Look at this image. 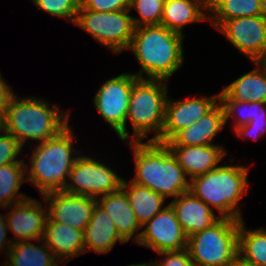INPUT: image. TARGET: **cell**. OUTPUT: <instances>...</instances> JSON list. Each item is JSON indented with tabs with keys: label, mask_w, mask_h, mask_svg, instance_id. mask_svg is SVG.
<instances>
[{
	"label": "cell",
	"mask_w": 266,
	"mask_h": 266,
	"mask_svg": "<svg viewBox=\"0 0 266 266\" xmlns=\"http://www.w3.org/2000/svg\"><path fill=\"white\" fill-rule=\"evenodd\" d=\"M142 225L138 245L146 246L154 252L179 251L187 248L188 237L182 230L174 210L169 204Z\"/></svg>",
	"instance_id": "12"
},
{
	"label": "cell",
	"mask_w": 266,
	"mask_h": 266,
	"mask_svg": "<svg viewBox=\"0 0 266 266\" xmlns=\"http://www.w3.org/2000/svg\"><path fill=\"white\" fill-rule=\"evenodd\" d=\"M237 138L256 139L266 133V103L251 102V121L234 130Z\"/></svg>",
	"instance_id": "30"
},
{
	"label": "cell",
	"mask_w": 266,
	"mask_h": 266,
	"mask_svg": "<svg viewBox=\"0 0 266 266\" xmlns=\"http://www.w3.org/2000/svg\"><path fill=\"white\" fill-rule=\"evenodd\" d=\"M217 30L252 63L266 62V15L232 18Z\"/></svg>",
	"instance_id": "11"
},
{
	"label": "cell",
	"mask_w": 266,
	"mask_h": 266,
	"mask_svg": "<svg viewBox=\"0 0 266 266\" xmlns=\"http://www.w3.org/2000/svg\"><path fill=\"white\" fill-rule=\"evenodd\" d=\"M183 40L184 36L161 24L135 28L127 48L141 66L134 75L137 78L169 80L184 65Z\"/></svg>",
	"instance_id": "1"
},
{
	"label": "cell",
	"mask_w": 266,
	"mask_h": 266,
	"mask_svg": "<svg viewBox=\"0 0 266 266\" xmlns=\"http://www.w3.org/2000/svg\"><path fill=\"white\" fill-rule=\"evenodd\" d=\"M39 245L32 241H16L4 257L5 266H59L51 249L42 239Z\"/></svg>",
	"instance_id": "26"
},
{
	"label": "cell",
	"mask_w": 266,
	"mask_h": 266,
	"mask_svg": "<svg viewBox=\"0 0 266 266\" xmlns=\"http://www.w3.org/2000/svg\"><path fill=\"white\" fill-rule=\"evenodd\" d=\"M165 0H130L129 10L135 9L139 18L132 16L135 28L160 25Z\"/></svg>",
	"instance_id": "29"
},
{
	"label": "cell",
	"mask_w": 266,
	"mask_h": 266,
	"mask_svg": "<svg viewBox=\"0 0 266 266\" xmlns=\"http://www.w3.org/2000/svg\"><path fill=\"white\" fill-rule=\"evenodd\" d=\"M255 68L222 88L230 99L266 103V62H253Z\"/></svg>",
	"instance_id": "23"
},
{
	"label": "cell",
	"mask_w": 266,
	"mask_h": 266,
	"mask_svg": "<svg viewBox=\"0 0 266 266\" xmlns=\"http://www.w3.org/2000/svg\"><path fill=\"white\" fill-rule=\"evenodd\" d=\"M207 11L208 0H165L160 24L184 36V26L209 21Z\"/></svg>",
	"instance_id": "22"
},
{
	"label": "cell",
	"mask_w": 266,
	"mask_h": 266,
	"mask_svg": "<svg viewBox=\"0 0 266 266\" xmlns=\"http://www.w3.org/2000/svg\"><path fill=\"white\" fill-rule=\"evenodd\" d=\"M73 134L68 126L56 137L39 143L29 157L31 166L25 163L26 181L32 183L41 196L63 191L72 166L78 155L83 154L82 150L74 148L73 139L76 140L77 136Z\"/></svg>",
	"instance_id": "4"
},
{
	"label": "cell",
	"mask_w": 266,
	"mask_h": 266,
	"mask_svg": "<svg viewBox=\"0 0 266 266\" xmlns=\"http://www.w3.org/2000/svg\"><path fill=\"white\" fill-rule=\"evenodd\" d=\"M158 256H163L164 259L153 261L152 266H193L188 249L179 251H166L157 253Z\"/></svg>",
	"instance_id": "35"
},
{
	"label": "cell",
	"mask_w": 266,
	"mask_h": 266,
	"mask_svg": "<svg viewBox=\"0 0 266 266\" xmlns=\"http://www.w3.org/2000/svg\"><path fill=\"white\" fill-rule=\"evenodd\" d=\"M96 200L97 204L112 218L120 237L126 243L133 240V243L137 244L142 226L138 222L124 190L120 188L101 198L98 197Z\"/></svg>",
	"instance_id": "18"
},
{
	"label": "cell",
	"mask_w": 266,
	"mask_h": 266,
	"mask_svg": "<svg viewBox=\"0 0 266 266\" xmlns=\"http://www.w3.org/2000/svg\"><path fill=\"white\" fill-rule=\"evenodd\" d=\"M130 12L129 9L111 12L79 9L74 25L117 55L127 50L134 35L135 26Z\"/></svg>",
	"instance_id": "8"
},
{
	"label": "cell",
	"mask_w": 266,
	"mask_h": 266,
	"mask_svg": "<svg viewBox=\"0 0 266 266\" xmlns=\"http://www.w3.org/2000/svg\"><path fill=\"white\" fill-rule=\"evenodd\" d=\"M42 240L61 264L85 254L83 231L67 224L47 220Z\"/></svg>",
	"instance_id": "19"
},
{
	"label": "cell",
	"mask_w": 266,
	"mask_h": 266,
	"mask_svg": "<svg viewBox=\"0 0 266 266\" xmlns=\"http://www.w3.org/2000/svg\"><path fill=\"white\" fill-rule=\"evenodd\" d=\"M168 83L161 79L138 78L132 86L128 111L125 121V142L156 141L160 136L165 122V104L168 98ZM130 121L133 135L126 123ZM155 136H148L150 133Z\"/></svg>",
	"instance_id": "6"
},
{
	"label": "cell",
	"mask_w": 266,
	"mask_h": 266,
	"mask_svg": "<svg viewBox=\"0 0 266 266\" xmlns=\"http://www.w3.org/2000/svg\"><path fill=\"white\" fill-rule=\"evenodd\" d=\"M123 179L113 168L91 155L80 154L72 166L63 192L97 199L120 189Z\"/></svg>",
	"instance_id": "9"
},
{
	"label": "cell",
	"mask_w": 266,
	"mask_h": 266,
	"mask_svg": "<svg viewBox=\"0 0 266 266\" xmlns=\"http://www.w3.org/2000/svg\"><path fill=\"white\" fill-rule=\"evenodd\" d=\"M24 163V161H19L0 166V208L8 207L30 197L19 192L21 184L26 182Z\"/></svg>",
	"instance_id": "27"
},
{
	"label": "cell",
	"mask_w": 266,
	"mask_h": 266,
	"mask_svg": "<svg viewBox=\"0 0 266 266\" xmlns=\"http://www.w3.org/2000/svg\"><path fill=\"white\" fill-rule=\"evenodd\" d=\"M240 220L220 218L187 241L193 266H231L238 255Z\"/></svg>",
	"instance_id": "7"
},
{
	"label": "cell",
	"mask_w": 266,
	"mask_h": 266,
	"mask_svg": "<svg viewBox=\"0 0 266 266\" xmlns=\"http://www.w3.org/2000/svg\"><path fill=\"white\" fill-rule=\"evenodd\" d=\"M62 111L56 104L49 105L45 99L16 96L15 93L5 115V132L11 134L22 147L26 142L43 143L69 126L71 112Z\"/></svg>",
	"instance_id": "3"
},
{
	"label": "cell",
	"mask_w": 266,
	"mask_h": 266,
	"mask_svg": "<svg viewBox=\"0 0 266 266\" xmlns=\"http://www.w3.org/2000/svg\"><path fill=\"white\" fill-rule=\"evenodd\" d=\"M219 102V94L200 98L186 97L184 100L174 101L167 98L165 104V122L159 143L170 141L179 131L197 122Z\"/></svg>",
	"instance_id": "13"
},
{
	"label": "cell",
	"mask_w": 266,
	"mask_h": 266,
	"mask_svg": "<svg viewBox=\"0 0 266 266\" xmlns=\"http://www.w3.org/2000/svg\"><path fill=\"white\" fill-rule=\"evenodd\" d=\"M130 0H80L79 9L111 12L129 9Z\"/></svg>",
	"instance_id": "34"
},
{
	"label": "cell",
	"mask_w": 266,
	"mask_h": 266,
	"mask_svg": "<svg viewBox=\"0 0 266 266\" xmlns=\"http://www.w3.org/2000/svg\"><path fill=\"white\" fill-rule=\"evenodd\" d=\"M133 150L135 175L132 182L147 187L165 199L189 191L190 179L164 143L129 141Z\"/></svg>",
	"instance_id": "2"
},
{
	"label": "cell",
	"mask_w": 266,
	"mask_h": 266,
	"mask_svg": "<svg viewBox=\"0 0 266 266\" xmlns=\"http://www.w3.org/2000/svg\"><path fill=\"white\" fill-rule=\"evenodd\" d=\"M37 8L53 17L66 18L75 24L80 0H31Z\"/></svg>",
	"instance_id": "32"
},
{
	"label": "cell",
	"mask_w": 266,
	"mask_h": 266,
	"mask_svg": "<svg viewBox=\"0 0 266 266\" xmlns=\"http://www.w3.org/2000/svg\"><path fill=\"white\" fill-rule=\"evenodd\" d=\"M225 127L222 105L218 102L197 122L179 131L166 145L203 146L212 145L213 139Z\"/></svg>",
	"instance_id": "20"
},
{
	"label": "cell",
	"mask_w": 266,
	"mask_h": 266,
	"mask_svg": "<svg viewBox=\"0 0 266 266\" xmlns=\"http://www.w3.org/2000/svg\"><path fill=\"white\" fill-rule=\"evenodd\" d=\"M231 266H259L255 263L245 260L239 254L235 258L233 264Z\"/></svg>",
	"instance_id": "38"
},
{
	"label": "cell",
	"mask_w": 266,
	"mask_h": 266,
	"mask_svg": "<svg viewBox=\"0 0 266 266\" xmlns=\"http://www.w3.org/2000/svg\"><path fill=\"white\" fill-rule=\"evenodd\" d=\"M42 198L47 205L48 221L67 224L83 232L97 203L93 197L63 191L47 193Z\"/></svg>",
	"instance_id": "14"
},
{
	"label": "cell",
	"mask_w": 266,
	"mask_h": 266,
	"mask_svg": "<svg viewBox=\"0 0 266 266\" xmlns=\"http://www.w3.org/2000/svg\"><path fill=\"white\" fill-rule=\"evenodd\" d=\"M5 132V116H0V136Z\"/></svg>",
	"instance_id": "39"
},
{
	"label": "cell",
	"mask_w": 266,
	"mask_h": 266,
	"mask_svg": "<svg viewBox=\"0 0 266 266\" xmlns=\"http://www.w3.org/2000/svg\"><path fill=\"white\" fill-rule=\"evenodd\" d=\"M220 165L205 174L190 179L189 192L202 200L221 218L242 220L241 202L249 186L248 171L245 165ZM240 205V206H239Z\"/></svg>",
	"instance_id": "5"
},
{
	"label": "cell",
	"mask_w": 266,
	"mask_h": 266,
	"mask_svg": "<svg viewBox=\"0 0 266 266\" xmlns=\"http://www.w3.org/2000/svg\"><path fill=\"white\" fill-rule=\"evenodd\" d=\"M83 238L85 253L92 250L99 255L110 252L118 241L126 244L116 230L112 218L97 203L83 232Z\"/></svg>",
	"instance_id": "21"
},
{
	"label": "cell",
	"mask_w": 266,
	"mask_h": 266,
	"mask_svg": "<svg viewBox=\"0 0 266 266\" xmlns=\"http://www.w3.org/2000/svg\"><path fill=\"white\" fill-rule=\"evenodd\" d=\"M218 94L219 103L224 111L225 125L231 117L233 130L251 121V102L230 100L222 91Z\"/></svg>",
	"instance_id": "31"
},
{
	"label": "cell",
	"mask_w": 266,
	"mask_h": 266,
	"mask_svg": "<svg viewBox=\"0 0 266 266\" xmlns=\"http://www.w3.org/2000/svg\"><path fill=\"white\" fill-rule=\"evenodd\" d=\"M41 201L27 198L2 209H11L5 215L8 230L18 238L16 241H38L43 238L48 220V210Z\"/></svg>",
	"instance_id": "15"
},
{
	"label": "cell",
	"mask_w": 266,
	"mask_h": 266,
	"mask_svg": "<svg viewBox=\"0 0 266 266\" xmlns=\"http://www.w3.org/2000/svg\"><path fill=\"white\" fill-rule=\"evenodd\" d=\"M177 159L187 177L205 174L219 167V163L227 156L223 145L203 146L166 145Z\"/></svg>",
	"instance_id": "16"
},
{
	"label": "cell",
	"mask_w": 266,
	"mask_h": 266,
	"mask_svg": "<svg viewBox=\"0 0 266 266\" xmlns=\"http://www.w3.org/2000/svg\"><path fill=\"white\" fill-rule=\"evenodd\" d=\"M240 220L238 232V254L247 261L266 266V228L249 229Z\"/></svg>",
	"instance_id": "28"
},
{
	"label": "cell",
	"mask_w": 266,
	"mask_h": 266,
	"mask_svg": "<svg viewBox=\"0 0 266 266\" xmlns=\"http://www.w3.org/2000/svg\"><path fill=\"white\" fill-rule=\"evenodd\" d=\"M14 92L10 85H8L7 81L2 78V74L0 73V116H5L9 104L14 97Z\"/></svg>",
	"instance_id": "36"
},
{
	"label": "cell",
	"mask_w": 266,
	"mask_h": 266,
	"mask_svg": "<svg viewBox=\"0 0 266 266\" xmlns=\"http://www.w3.org/2000/svg\"><path fill=\"white\" fill-rule=\"evenodd\" d=\"M3 215L4 214L0 213V252H2L1 254L4 252L6 256L12 244L16 242V238L7 237V221L6 217Z\"/></svg>",
	"instance_id": "37"
},
{
	"label": "cell",
	"mask_w": 266,
	"mask_h": 266,
	"mask_svg": "<svg viewBox=\"0 0 266 266\" xmlns=\"http://www.w3.org/2000/svg\"><path fill=\"white\" fill-rule=\"evenodd\" d=\"M169 205L174 210L187 237L211 227L221 218L219 215L216 216L208 205L189 191L171 200Z\"/></svg>",
	"instance_id": "17"
},
{
	"label": "cell",
	"mask_w": 266,
	"mask_h": 266,
	"mask_svg": "<svg viewBox=\"0 0 266 266\" xmlns=\"http://www.w3.org/2000/svg\"><path fill=\"white\" fill-rule=\"evenodd\" d=\"M209 21L216 30L232 18L266 15L263 0H208Z\"/></svg>",
	"instance_id": "24"
},
{
	"label": "cell",
	"mask_w": 266,
	"mask_h": 266,
	"mask_svg": "<svg viewBox=\"0 0 266 266\" xmlns=\"http://www.w3.org/2000/svg\"><path fill=\"white\" fill-rule=\"evenodd\" d=\"M121 188L126 193L130 206L140 225H144L166 206L165 198L151 189L123 179Z\"/></svg>",
	"instance_id": "25"
},
{
	"label": "cell",
	"mask_w": 266,
	"mask_h": 266,
	"mask_svg": "<svg viewBox=\"0 0 266 266\" xmlns=\"http://www.w3.org/2000/svg\"><path fill=\"white\" fill-rule=\"evenodd\" d=\"M22 151V145L11 134L4 132L0 136V166L24 161L18 158Z\"/></svg>",
	"instance_id": "33"
},
{
	"label": "cell",
	"mask_w": 266,
	"mask_h": 266,
	"mask_svg": "<svg viewBox=\"0 0 266 266\" xmlns=\"http://www.w3.org/2000/svg\"><path fill=\"white\" fill-rule=\"evenodd\" d=\"M126 266H152L151 262H146V263H139V264H130Z\"/></svg>",
	"instance_id": "40"
},
{
	"label": "cell",
	"mask_w": 266,
	"mask_h": 266,
	"mask_svg": "<svg viewBox=\"0 0 266 266\" xmlns=\"http://www.w3.org/2000/svg\"><path fill=\"white\" fill-rule=\"evenodd\" d=\"M138 78L133 73H121L101 85L93 98V105L101 117L125 142V121L133 83Z\"/></svg>",
	"instance_id": "10"
}]
</instances>
